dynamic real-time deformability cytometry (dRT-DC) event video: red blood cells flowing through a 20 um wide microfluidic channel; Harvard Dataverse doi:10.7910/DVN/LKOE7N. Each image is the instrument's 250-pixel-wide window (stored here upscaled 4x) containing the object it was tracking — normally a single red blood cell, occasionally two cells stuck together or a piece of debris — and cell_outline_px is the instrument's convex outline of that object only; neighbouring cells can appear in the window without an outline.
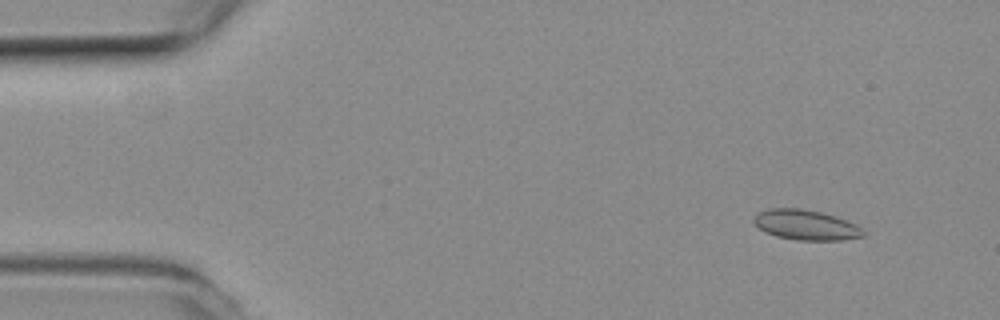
{"species": "common noctule bat (a hibernating species)", "species_latin": "Nyctalus noctula", "temperature_condition": "room temperature", "stored_images_in_passage": 55, "camera_frame_rate_fps": 3000, "um_per_image_px": 0.085, "animal": {"sex": "female", "body_mass_g": 19.3, "forearm_length_mm": 54.1}, "frame": {"image": 1, "passage_image": 5, "time_ms": 1.333, "image_size_px": [1000, 320], "cell_outline_px": [[864, 236], [840, 240], [796, 240], [776, 236], [764, 232], [752, 220], [752, 216], [768, 208], [800, 208], [820, 212], [856, 224], [864, 232]], "centroid_in_image_um": [68.44, 19.12], "position_along_channel_um": 16.6, "area_um2": 19.02}}
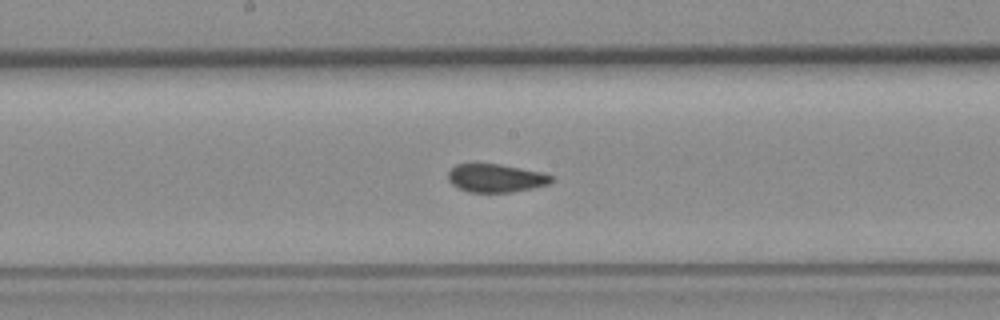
{"frame": {"image": 2, "passage_image": 28, "time_ms": 9.0, "image_size_px": [1000, 320], "cell_outline_px": [[556, 180], [552, 184], [512, 192], [468, 192], [452, 184], [448, 180], [448, 172], [456, 164], [496, 164], [540, 172], [552, 176]], "centroid_in_image_um": [42.17, 15.15], "position_along_channel_um": 206.0, "area_um2": 16.88}}
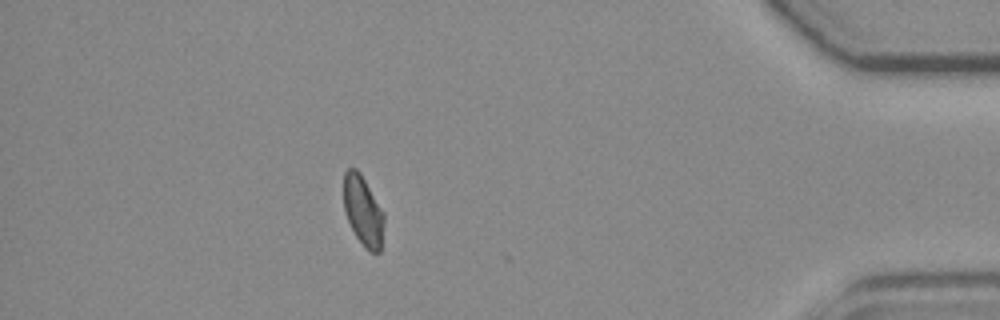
{"frame": {"image": 3, "passage_image": 48, "time_ms": 15.667, "image_size_px": [1000, 320], "cell_outline_px": [[384, 220], [380, 252], [368, 252], [364, 248], [356, 236], [344, 212], [344, 172], [348, 168], [356, 168], [360, 172], [384, 212]], "centroid_in_image_um": [30.86, 17.92], "position_along_channel_um": 404.3, "area_um2": 16.47}, "authors_computed_cell_mechanics": {"area_um2": 17.918, "velocity_mm_per_s": 3.7567, "shape_relaxation_time_tau1_ms": null, "shape_relaxation_time_tau2_ms": 0.7329, "deformation_change_tau1": null, "deformation_change_tau2": 0.0336}}